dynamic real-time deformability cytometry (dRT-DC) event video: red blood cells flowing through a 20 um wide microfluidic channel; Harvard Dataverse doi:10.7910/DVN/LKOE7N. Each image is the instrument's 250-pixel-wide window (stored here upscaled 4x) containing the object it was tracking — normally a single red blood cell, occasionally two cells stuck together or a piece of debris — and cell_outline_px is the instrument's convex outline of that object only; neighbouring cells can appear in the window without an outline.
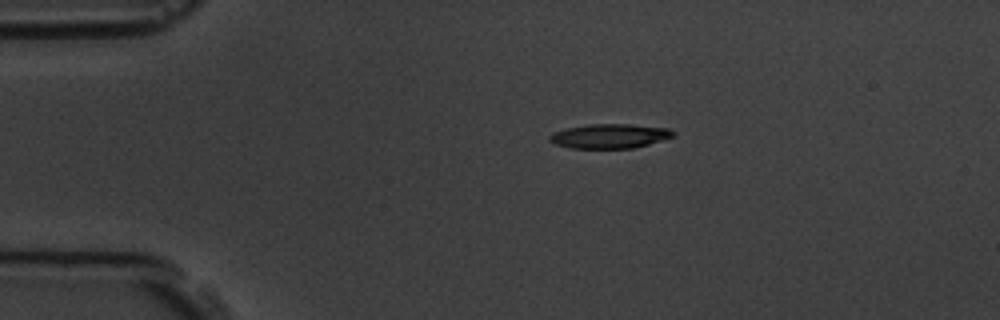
{"species": "common noctule bat (a hibernating species)", "species_latin": "Nyctalus noctula", "temperature_condition": "room temperature", "stored_images_in_passage": 3, "camera_frame_rate_fps": 3000, "um_per_image_px": 0.085, "animal": {"sex": "male", "body_mass_g": 19.5, "forearm_length_mm": 54.6}, "frame": {"image": 1, "passage_image": 1, "time_ms": 0.0, "image_size_px": [1000, 320], "cell_outline_px": [[676, 136], [648, 144], [632, 148], [572, 148], [556, 144], [548, 140], [548, 136], [552, 132], [564, 128], [588, 124], [628, 124], [668, 128], [676, 132]], "centroid_in_image_um": [51.81, 11.56], "position_along_channel_um": 33.2, "area_um2": 17.69}}
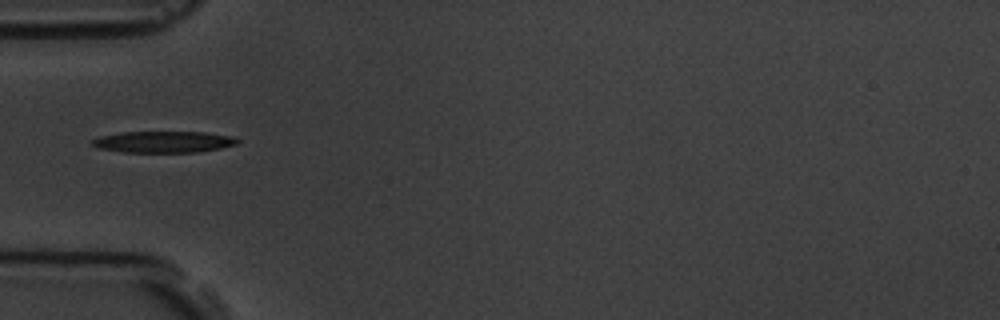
{"frame": {"image": 2, "passage_image": 3, "time_ms": 2.333, "image_size_px": [1000, 320], "cell_outline_px": [[240, 140], [236, 144], [220, 148], [196, 152], [124, 152], [100, 148], [88, 144], [88, 140], [100, 136], [120, 132], [204, 132], [232, 136]], "centroid_in_image_um": [13.84, 12.05], "position_along_channel_um": 71.2, "area_um2": 18.21}}